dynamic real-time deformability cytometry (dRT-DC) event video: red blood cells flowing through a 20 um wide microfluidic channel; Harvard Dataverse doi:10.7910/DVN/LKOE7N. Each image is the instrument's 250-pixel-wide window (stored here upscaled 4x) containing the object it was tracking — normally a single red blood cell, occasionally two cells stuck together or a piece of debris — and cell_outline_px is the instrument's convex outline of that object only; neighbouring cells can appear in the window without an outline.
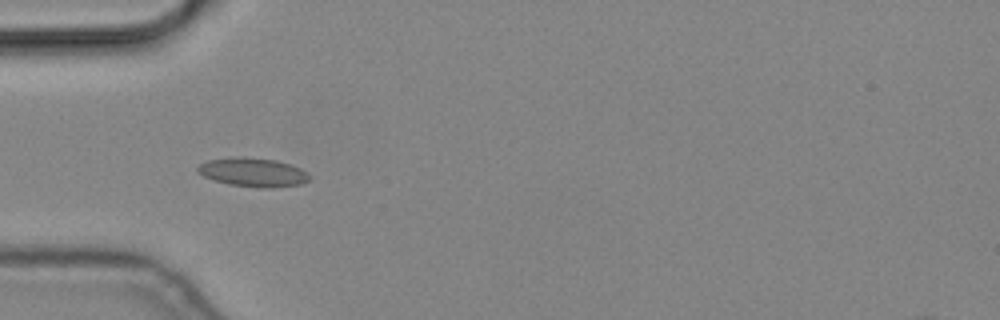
{"species": "common noctule bat (a hibernating species)", "species_latin": "Nyctalus noctula", "temperature_condition": "cold", "stored_images_in_passage": 9, "camera_frame_rate_fps": 3000, "um_per_image_px": 0.085, "animal": {"sex": "male", "body_mass_g": 19.2, "forearm_length_mm": 51.8}, "frame": {"image": 1, "passage_image": 6, "time_ms": 1.667, "image_size_px": [1000, 320], "cell_outline_px": [[308, 180], [300, 184], [272, 188], [260, 188], [228, 184], [204, 176], [196, 172], [196, 168], [200, 164], [208, 160], [240, 156], [276, 160], [300, 168], [308, 176]], "centroid_in_image_um": [21.46, 14.64], "position_along_channel_um": 63.5, "area_um2": 18.55}}
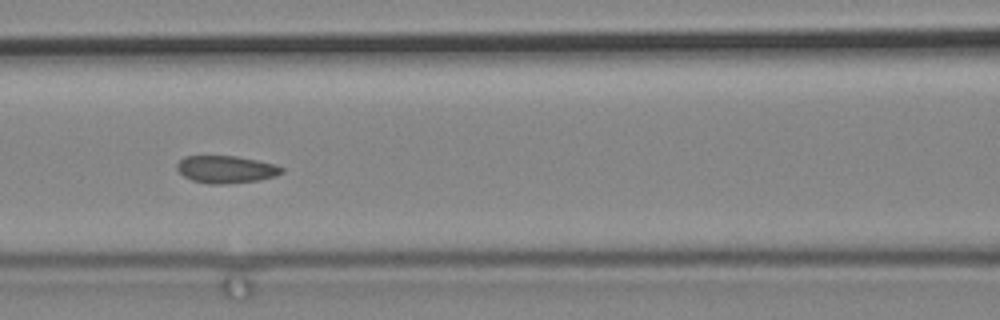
{"frame": {"image": 2, "passage_image": 8, "time_ms": 2.333, "image_size_px": [1000, 320], "cell_outline_px": [[284, 172], [276, 176], [260, 180], [224, 184], [208, 184], [192, 180], [184, 176], [176, 168], [176, 164], [184, 156], [236, 156], [276, 164], [284, 168]], "centroid_in_image_um": [19.23, 14.4], "position_along_channel_um": 147.4, "area_um2": 16.82}}
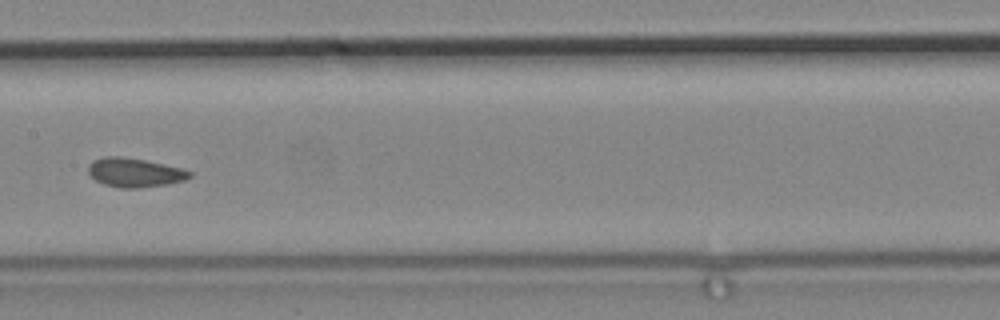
{"frame": {"image": 3, "passage_image": 9, "time_ms": 2.667, "image_size_px": [1000, 320], "cell_outline_px": [[192, 176], [184, 180], [168, 184], [136, 188], [120, 188], [104, 184], [96, 180], [88, 172], [88, 164], [92, 160], [104, 156], [120, 156], [144, 160], [164, 164], [180, 168], [192, 172]], "centroid_in_image_um": [11.42, 14.66], "position_along_channel_um": 196.0, "area_um2": 17.11}}